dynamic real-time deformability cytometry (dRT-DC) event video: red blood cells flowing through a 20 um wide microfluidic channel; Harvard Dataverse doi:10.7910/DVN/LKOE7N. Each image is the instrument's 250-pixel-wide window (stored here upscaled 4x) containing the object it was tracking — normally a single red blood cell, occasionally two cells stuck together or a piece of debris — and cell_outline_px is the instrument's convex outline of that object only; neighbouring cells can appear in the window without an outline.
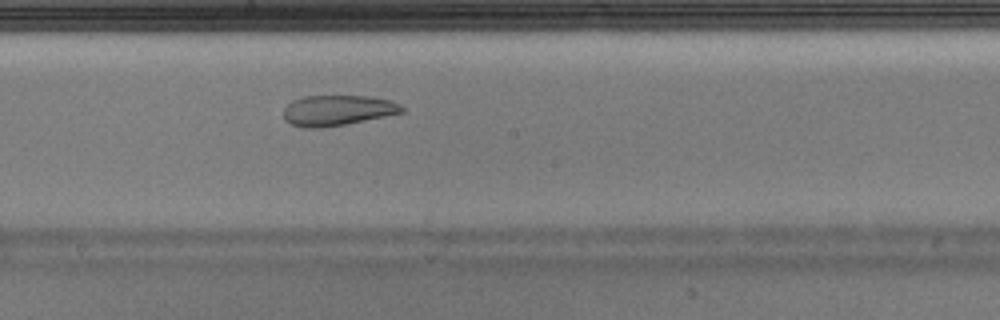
{"species": "Egyptian fruit bat (a non-hibernating species)", "species_latin": "Rousettus aegyptiacus", "temperature_condition": "warm", "stored_images_in_passage": 35, "camera_frame_rate_fps": 3000, "um_per_image_px": 0.085, "animal": {"sex": "male"}, "frame": {"image": 1, "passage_image": 16, "time_ms": 5.0, "image_size_px": [1000, 320], "cell_outline_px": [[404, 112], [324, 128], [304, 128], [292, 124], [284, 120], [284, 108], [292, 100], [304, 96], [368, 96], [388, 100], [400, 104], [404, 108]], "centroid_in_image_um": [28.65, 9.38], "position_along_channel_um": 219.6, "area_um2": 20.87}}